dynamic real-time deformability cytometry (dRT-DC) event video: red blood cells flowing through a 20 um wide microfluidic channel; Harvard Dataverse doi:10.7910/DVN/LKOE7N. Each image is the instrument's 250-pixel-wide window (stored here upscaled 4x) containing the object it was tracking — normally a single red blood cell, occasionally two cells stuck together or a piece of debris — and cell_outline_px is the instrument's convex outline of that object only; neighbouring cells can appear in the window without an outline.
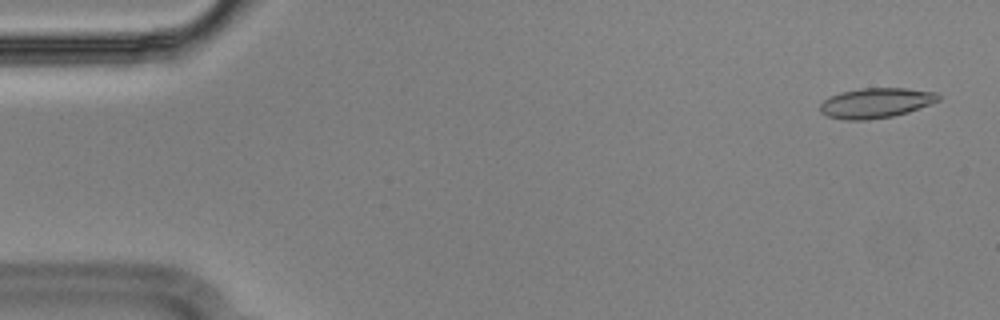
{"species": "Egyptian fruit bat (a non-hibernating species)", "species_latin": "Rousettus aegyptiacus", "temperature_condition": "cold", "stored_images_in_passage": 55, "camera_frame_rate_fps": 3000, "um_per_image_px": 0.085, "animal": {"sex": "male"}, "frame": {"image": 1, "passage_image": 2, "time_ms": 0.333, "image_size_px": [1000, 320], "cell_outline_px": [[940, 100], [920, 108], [908, 112], [892, 116], [864, 120], [844, 120], [828, 116], [820, 112], [820, 104], [824, 100], [840, 92], [860, 88], [908, 88], [936, 92], [940, 96]], "centroid_in_image_um": [74.46, 8.74], "position_along_channel_um": 10.5, "area_um2": 20.69}}
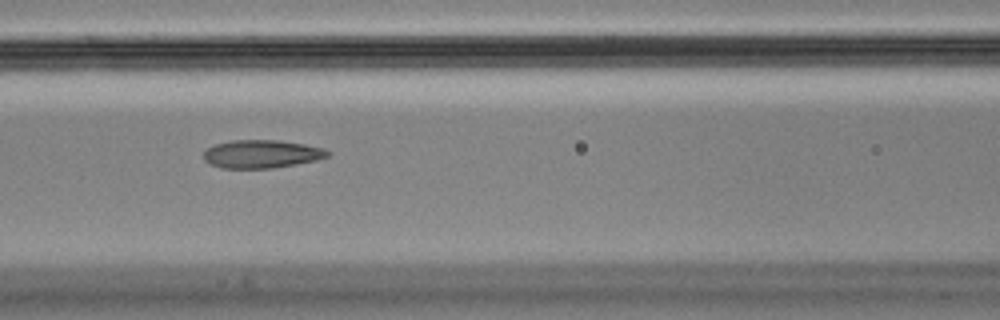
{"frame": {"image": 2, "passage_image": 23, "time_ms": 7.333, "image_size_px": [1000, 320], "cell_outline_px": [[332, 152], [328, 156], [316, 160], [296, 164], [272, 168], [220, 168], [204, 160], [204, 152], [208, 148], [216, 144], [232, 140], [276, 140], [304, 144], [324, 148]], "centroid_in_image_um": [22.26, 13.09], "position_along_channel_um": 144.3, "area_um2": 20.23}}
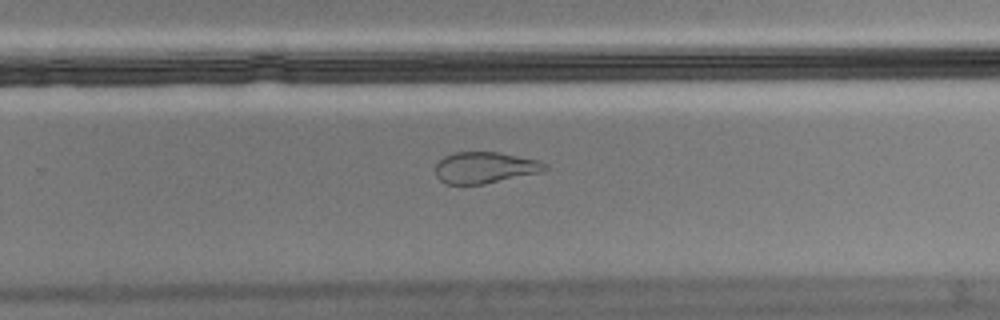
{"frame": {"image": 3, "passage_image": 35, "time_ms": 11.333, "image_size_px": [1000, 320], "cell_outline_px": [[548, 168], [544, 172], [484, 184], [444, 184], [436, 176], [436, 164], [444, 156], [452, 152], [500, 152], [540, 160], [548, 164]], "centroid_in_image_um": [41.26, 14.24], "position_along_channel_um": 288.5, "area_um2": 20.35}}